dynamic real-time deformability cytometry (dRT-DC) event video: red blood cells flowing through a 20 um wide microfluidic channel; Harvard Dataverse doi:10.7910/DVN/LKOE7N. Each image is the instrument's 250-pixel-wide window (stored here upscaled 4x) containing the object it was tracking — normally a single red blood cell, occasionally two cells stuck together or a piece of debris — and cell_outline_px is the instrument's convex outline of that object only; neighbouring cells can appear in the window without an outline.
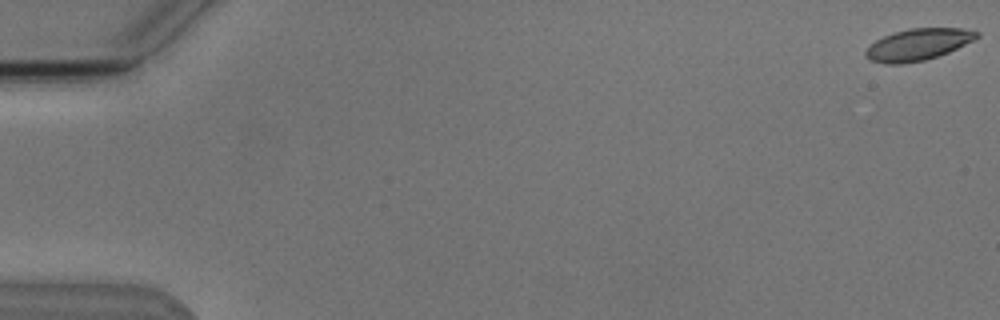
{"species": "Egyptian fruit bat (a non-hibernating species)", "species_latin": "Rousettus aegyptiacus", "temperature_condition": "cold", "stored_images_in_passage": 5, "camera_frame_rate_fps": 3000, "um_per_image_px": 0.085, "animal": {"sex": "male"}, "frame": {"image": 1, "passage_image": 1, "time_ms": 0.0, "image_size_px": [1000, 320], "cell_outline_px": [[980, 36], [948, 52], [924, 60], [904, 64], [884, 64], [868, 60], [864, 56], [864, 52], [876, 40], [884, 36], [896, 32], [912, 28], [960, 28], [980, 32]], "centroid_in_image_um": [77.99, 3.8], "position_along_channel_um": 7.0, "area_um2": 20.29}}
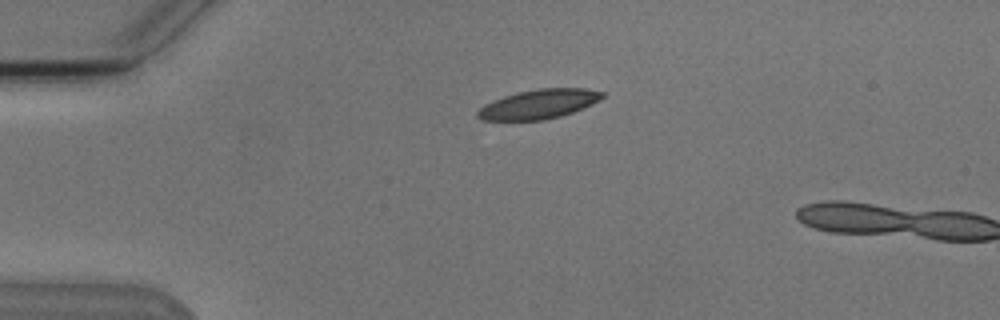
{"frame": {"image": 2, "passage_image": 4, "time_ms": 4.333, "image_size_px": [1000, 320], "cell_outline_px": [[604, 96], [600, 100], [584, 108], [560, 116], [544, 120], [480, 120], [476, 116], [476, 112], [484, 104], [492, 100], [516, 92], [540, 88], [584, 88], [604, 92]], "centroid_in_image_um": [45.78, 8.85], "position_along_channel_um": 39.2, "area_um2": 21.44}}